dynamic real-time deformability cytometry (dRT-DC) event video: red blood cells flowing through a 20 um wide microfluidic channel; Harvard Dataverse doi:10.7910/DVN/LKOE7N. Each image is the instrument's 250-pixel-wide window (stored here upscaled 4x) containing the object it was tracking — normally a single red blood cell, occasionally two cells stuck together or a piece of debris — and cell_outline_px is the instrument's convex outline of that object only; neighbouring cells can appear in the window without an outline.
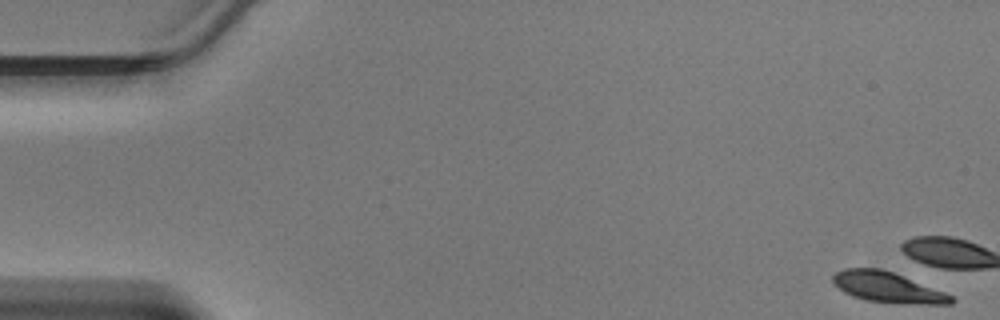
{"species": "Egyptian fruit bat (a non-hibernating species)", "species_latin": "Rousettus aegyptiacus", "temperature_condition": "warm", "stored_images_in_passage": 7, "camera_frame_rate_fps": 3000, "um_per_image_px": 0.085, "animal": {"sex": "male"}, "frame": {"image": 1, "passage_image": 1, "time_ms": 0.0, "image_size_px": [1000, 320], "cell_outline_px": [[956, 300], [952, 304], [928, 304], [864, 300], [844, 292], [832, 280], [832, 276], [836, 272], [844, 268], [880, 268], [892, 272], [944, 292], [952, 296]], "centroid_in_image_um": [75.44, 24.41], "position_along_channel_um": 9.6, "area_um2": 20.46}}